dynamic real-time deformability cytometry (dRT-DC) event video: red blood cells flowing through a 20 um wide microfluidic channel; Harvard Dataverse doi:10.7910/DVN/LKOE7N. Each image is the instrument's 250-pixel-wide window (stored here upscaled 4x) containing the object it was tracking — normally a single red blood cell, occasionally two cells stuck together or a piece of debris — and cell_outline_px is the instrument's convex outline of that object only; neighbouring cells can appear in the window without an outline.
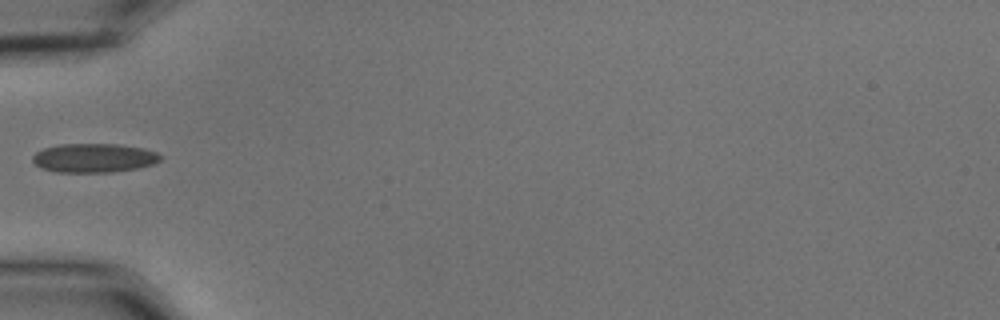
{"species": "common noctule bat (a hibernating species)", "species_latin": "Nyctalus noctula", "temperature_condition": "cold", "stored_images_in_passage": 37, "camera_frame_rate_fps": 3000, "um_per_image_px": 0.085, "animal": {"sex": "male", "body_mass_g": 15.6}, "frame": {"image": 1, "passage_image": 1, "time_ms": 0.0, "image_size_px": [1000, 320], "cell_outline_px": [[160, 160], [152, 164], [136, 168], [112, 172], [56, 172], [40, 168], [32, 160], [32, 156], [36, 152], [44, 148], [60, 144], [116, 144], [144, 148], [156, 152], [160, 156]], "centroid_in_image_um": [7.95, 13.42], "position_along_channel_um": 77.1, "area_um2": 21.5}}
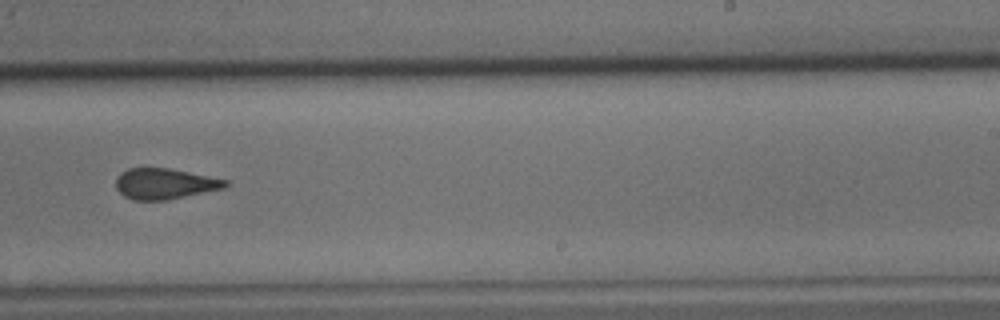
{"frame": {"image": 2, "passage_image": 17, "time_ms": 5.333, "image_size_px": [1000, 320], "cell_outline_px": [[232, 184], [228, 188], [164, 200], [132, 200], [124, 196], [116, 188], [116, 176], [120, 172], [128, 168], [168, 168], [228, 180]], "centroid_in_image_um": [14.02, 15.62], "position_along_channel_um": 275.0, "area_um2": 19.77}}
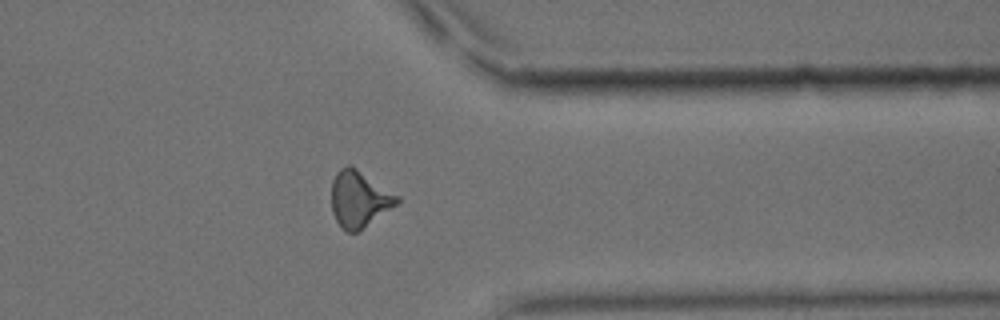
{"frame": {"image": 3, "passage_image": 26, "time_ms": 8.333, "image_size_px": [1000, 320], "cell_outline_px": [[400, 200], [396, 204], [356, 232], [344, 232], [336, 220], [332, 212], [332, 180], [336, 172], [340, 168], [348, 164], [352, 164], [400, 196]], "centroid_in_image_um": [30.51, 16.87], "position_along_channel_um": 380.9, "area_um2": 21.5}}